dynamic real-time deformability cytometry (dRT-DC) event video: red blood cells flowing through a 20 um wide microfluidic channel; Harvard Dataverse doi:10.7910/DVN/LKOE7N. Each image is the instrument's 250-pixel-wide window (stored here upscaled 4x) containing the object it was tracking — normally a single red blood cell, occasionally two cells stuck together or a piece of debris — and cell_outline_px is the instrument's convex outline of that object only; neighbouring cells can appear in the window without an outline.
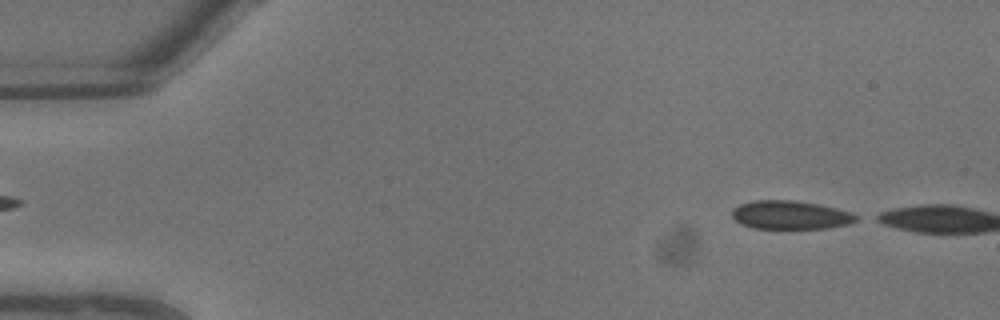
{"species": "common noctule bat (a hibernating species)", "species_latin": "Nyctalus noctula", "temperature_condition": "warm", "stored_images_in_passage": 2, "camera_frame_rate_fps": 3000, "um_per_image_px": 0.085, "animal": {"sex": "male", "body_mass_g": 13.3}, "frame": {"image": 1, "passage_image": 1, "time_ms": 0.0, "image_size_px": [1000, 320], "cell_outline_px": [[860, 220], [848, 224], [828, 228], [752, 228], [736, 220], [732, 216], [732, 212], [740, 204], [752, 200], [792, 200], [820, 204], [852, 212], [860, 216]], "centroid_in_image_um": [67.26, 18.26], "position_along_channel_um": 17.7, "area_um2": 20.63}}